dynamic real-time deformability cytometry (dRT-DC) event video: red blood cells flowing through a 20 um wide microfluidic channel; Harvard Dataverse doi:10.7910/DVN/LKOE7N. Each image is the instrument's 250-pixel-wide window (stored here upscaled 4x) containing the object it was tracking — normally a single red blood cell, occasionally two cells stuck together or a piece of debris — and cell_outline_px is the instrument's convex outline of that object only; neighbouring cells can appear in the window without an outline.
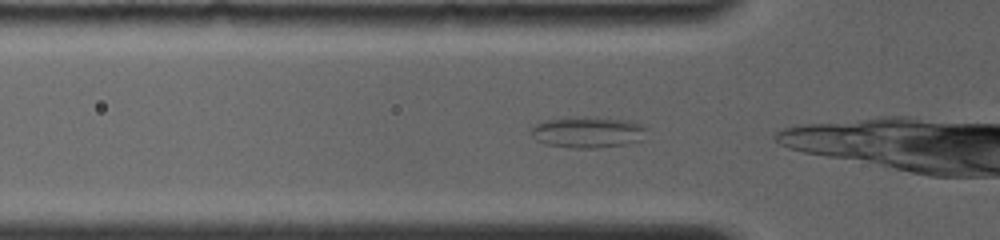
{"species": "common noctule bat (a hibernating species)", "species_latin": "Nyctalus noctula", "temperature_condition": "room temperature", "stored_images_in_passage": 7, "camera_frame_rate_fps": 4000, "um_per_image_px": 0.085, "animal": {"sex": "female", "body_mass_g": 19.0, "forearm_length_mm": 56.7}, "frame": {"image": 1, "passage_image": 3, "time_ms": 0.5, "image_size_px": [1000, 240], "cell_outline_px": [[644, 128], [640, 140], [624, 144], [600, 148], [572, 148], [544, 144], [536, 140], [532, 132], [532, 128], [536, 124], [548, 120], [620, 120], [640, 124]], "centroid_in_image_um": [49.9, 11.32], "position_along_channel_um": 75.9, "area_um2": 19.31}}